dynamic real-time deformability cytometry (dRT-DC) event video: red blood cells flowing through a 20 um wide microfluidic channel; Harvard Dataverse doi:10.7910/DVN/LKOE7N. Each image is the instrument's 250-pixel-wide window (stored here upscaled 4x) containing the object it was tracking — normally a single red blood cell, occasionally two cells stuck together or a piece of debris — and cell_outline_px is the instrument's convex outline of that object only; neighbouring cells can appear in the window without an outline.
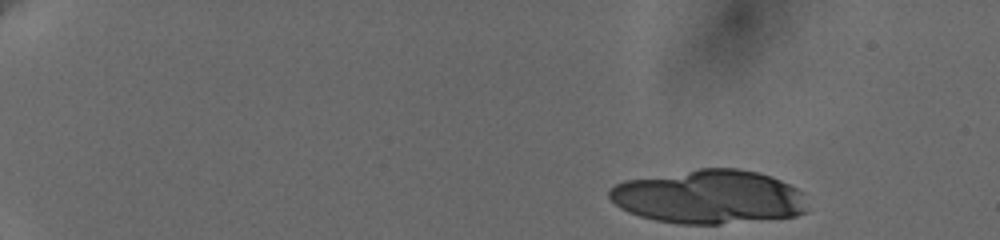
{"species": "human", "species_latin": "Homo sapiens", "temperature_condition": "cold", "stored_images_in_passage": 16, "camera_frame_rate_fps": 3000, "um_per_image_px": 0.085, "donor": {"sex": "female"}, "frame": {"image": 1, "passage_image": 1, "time_ms": 0.0, "image_size_px": [1000, 240], "cell_outline_px": [[808, 208], [804, 212], [796, 216], [720, 224], [680, 224], [656, 220], [640, 216], [628, 212], [620, 208], [608, 196], [608, 192], [616, 184], [624, 180], [700, 168], [736, 168], [756, 172], [772, 176], [804, 192]], "centroid_in_image_um": [60.27, 16.73], "position_along_channel_um": 24.7, "area_um2": 62.25}}